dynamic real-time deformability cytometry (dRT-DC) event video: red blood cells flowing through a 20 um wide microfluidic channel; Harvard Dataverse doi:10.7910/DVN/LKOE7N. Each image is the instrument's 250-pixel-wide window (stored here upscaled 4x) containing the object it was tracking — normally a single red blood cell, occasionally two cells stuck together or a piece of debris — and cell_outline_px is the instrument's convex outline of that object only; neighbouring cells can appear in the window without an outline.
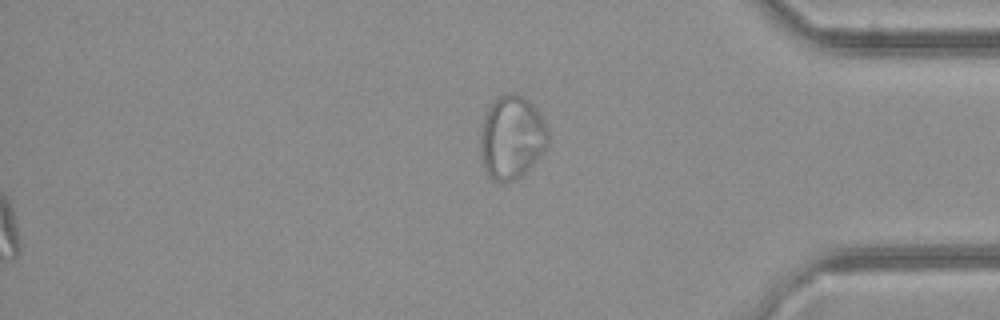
{"species": "common noctule bat (a hibernating species)", "species_latin": "Nyctalus noctula", "temperature_condition": "cold", "stored_images_in_passage": 32, "segment_of_instrument_passage": [2, 2], "camera_frame_rate_fps": 3000, "um_per_image_px": 0.085, "animal": {"sex": "female", "body_mass_g": 21.9}, "frame": {"image": 1, "passage_image": 32, "time_ms": 10.333, "image_size_px": [1000, 320], "cell_outline_px": [[548, 148], [516, 180], [492, 180], [488, 176], [484, 168], [480, 156], [480, 124], [492, 100], [496, 96], [504, 92], [516, 92], [524, 96], [540, 112], [548, 128]], "centroid_in_image_um": [43.48, 11.61], "position_along_channel_um": 391.7, "area_um2": 33.58}}